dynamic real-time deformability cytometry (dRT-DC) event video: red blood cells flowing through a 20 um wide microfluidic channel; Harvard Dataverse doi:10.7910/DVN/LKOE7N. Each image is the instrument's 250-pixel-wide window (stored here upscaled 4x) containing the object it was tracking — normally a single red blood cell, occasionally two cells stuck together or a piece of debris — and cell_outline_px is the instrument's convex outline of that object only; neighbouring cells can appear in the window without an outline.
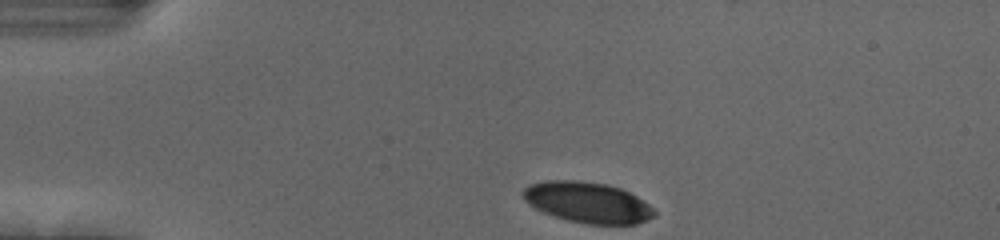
{"species": "human", "species_latin": "Homo sapiens", "temperature_condition": "cold", "stored_images_in_passage": 36, "camera_frame_rate_fps": 3000, "um_per_image_px": 0.085, "donor": {"sex": "female"}, "frame": {"image": 1, "passage_image": 1, "time_ms": 0.0, "image_size_px": [1000, 240], "cell_outline_px": [[656, 216], [648, 220], [636, 224], [588, 224], [568, 220], [544, 212], [528, 204], [520, 196], [520, 192], [528, 184], [544, 180], [576, 180], [608, 184], [620, 188], [636, 196], [648, 204], [656, 212]], "centroid_in_image_um": [49.91, 17.19], "position_along_channel_um": 35.1, "area_um2": 31.39}}
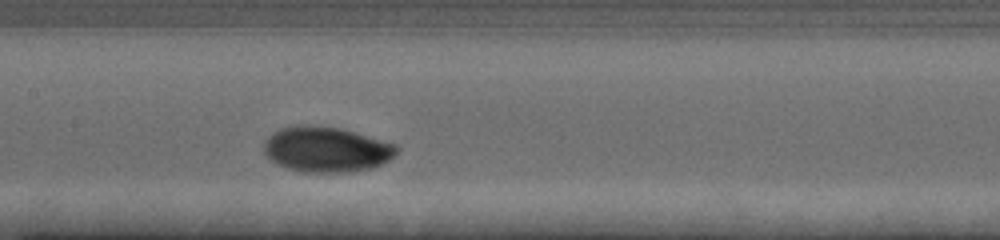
{"frame": {"image": 2, "passage_image": 17, "time_ms": 5.333, "image_size_px": [1000, 240], "cell_outline_px": [[400, 148], [388, 160], [372, 168], [344, 172], [300, 172], [276, 164], [264, 152], [264, 144], [268, 136], [272, 132], [280, 128], [296, 124], [304, 124], [340, 128], [396, 144]], "centroid_in_image_um": [27.7, 12.68], "position_along_channel_um": 179.7, "area_um2": 35.03}}
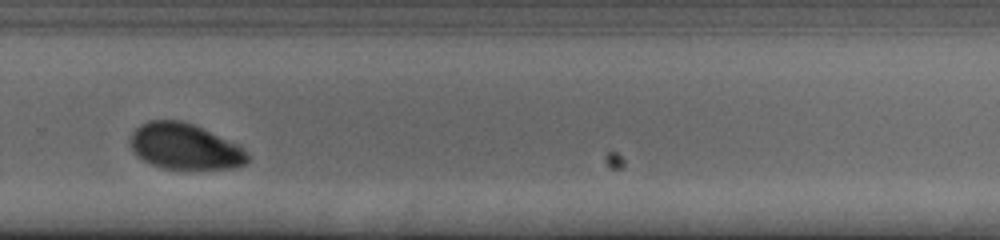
{"frame": {"image": 3, "passage_image": 28, "time_ms": 9.0, "image_size_px": [1000, 240], "cell_outline_px": [[252, 160], [248, 164], [232, 168], [164, 168], [152, 164], [136, 156], [128, 140], [132, 132], [140, 124], [148, 120], [180, 120], [192, 124], [236, 144], [244, 148], [248, 152]], "centroid_in_image_um": [15.71, 12.45], "position_along_channel_um": 314.1, "area_um2": 31.27}, "authors_computed_cell_mechanics": {"area_um2": 33.5529, "velocity_mm_per_s": 3.6822, "shape_relaxation_time_tau1_ms": 2.2166, "shape_relaxation_time_tau2_ms": null, "deformation_change_tau1": 0.1364, "deformation_change_tau2": null}}